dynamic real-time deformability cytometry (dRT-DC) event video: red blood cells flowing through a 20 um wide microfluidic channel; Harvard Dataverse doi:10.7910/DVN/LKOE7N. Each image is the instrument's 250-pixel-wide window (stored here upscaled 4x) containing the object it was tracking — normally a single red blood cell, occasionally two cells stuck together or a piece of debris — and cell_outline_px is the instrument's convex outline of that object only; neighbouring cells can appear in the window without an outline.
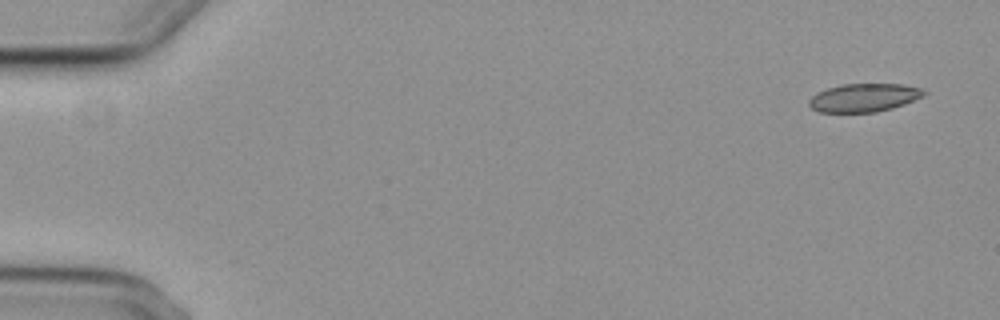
{"species": "common noctule bat (a hibernating species)", "species_latin": "Nyctalus noctula", "temperature_condition": "cold", "stored_images_in_passage": 5, "camera_frame_rate_fps": 3000, "um_per_image_px": 0.085, "animal": {"sex": "female", "body_mass_g": 29.2, "forearm_length_mm": 56.3}, "frame": {"image": 1, "passage_image": 1, "time_ms": 0.0, "image_size_px": [1000, 320], "cell_outline_px": [[928, 92], [924, 96], [904, 104], [892, 108], [876, 112], [820, 112], [812, 108], [808, 104], [808, 100], [816, 92], [840, 84], [900, 84], [920, 88]], "centroid_in_image_um": [73.43, 8.3], "position_along_channel_um": 11.6, "area_um2": 18.96}}